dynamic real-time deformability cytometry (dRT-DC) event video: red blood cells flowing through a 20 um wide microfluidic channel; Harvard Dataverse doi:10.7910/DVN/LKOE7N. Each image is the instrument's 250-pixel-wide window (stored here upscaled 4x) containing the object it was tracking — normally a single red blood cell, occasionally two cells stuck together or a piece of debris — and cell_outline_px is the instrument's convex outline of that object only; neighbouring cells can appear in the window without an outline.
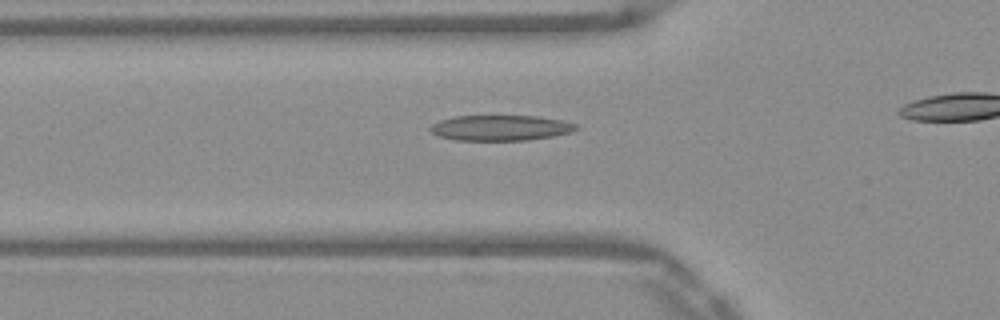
{"species": "Egyptian fruit bat (a non-hibernating species)", "species_latin": "Rousettus aegyptiacus", "temperature_condition": "warm", "stored_images_in_passage": 32, "camera_frame_rate_fps": 3000, "um_per_image_px": 0.085, "frame": {"image": 1, "passage_image": 8, "time_ms": 2.333, "image_size_px": [1000, 320], "cell_outline_px": [[580, 128], [572, 132], [552, 136], [528, 140], [456, 140], [440, 136], [432, 132], [428, 128], [432, 124], [440, 120], [452, 116], [536, 116], [560, 120], [580, 124]], "centroid_in_image_um": [42.58, 10.86], "position_along_channel_um": 83.2, "area_um2": 21.68}}
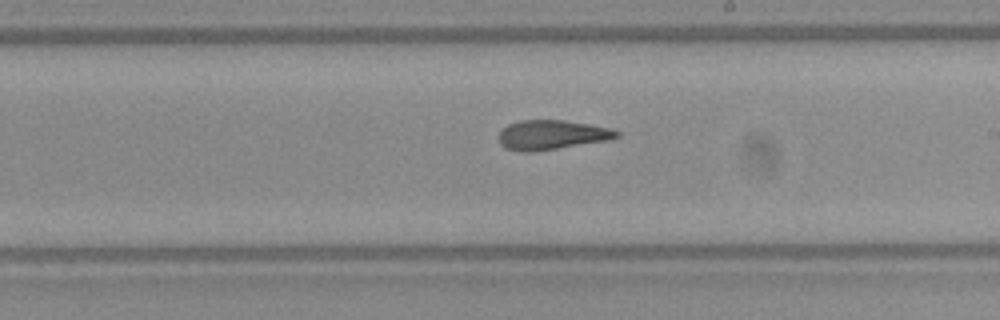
{"frame": {"image": 2, "passage_image": 20, "time_ms": 6.333, "image_size_px": [1000, 320], "cell_outline_px": [[620, 136], [608, 140], [532, 152], [524, 152], [504, 148], [500, 144], [500, 132], [508, 124], [520, 120], [564, 120], [612, 128], [620, 132]], "centroid_in_image_um": [46.91, 11.46], "position_along_channel_um": 242.1, "area_um2": 20.17}}
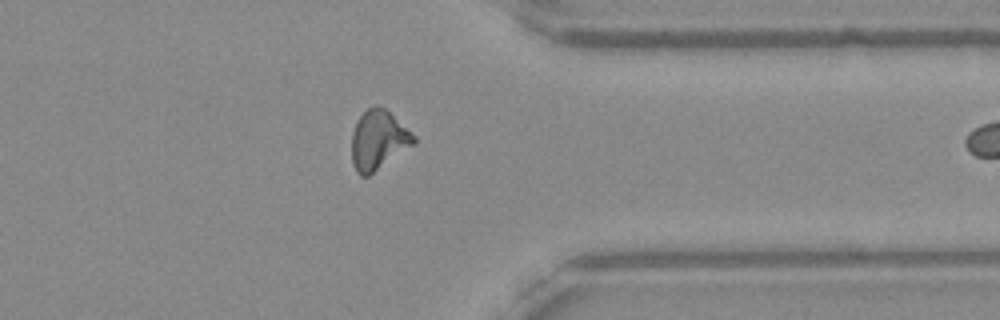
{"frame": {"image": 3, "passage_image": 31, "time_ms": 10.0, "image_size_px": [1000, 320], "cell_outline_px": [[416, 144], [368, 176], [360, 176], [356, 172], [352, 164], [352, 132], [356, 120], [368, 108], [376, 104], [384, 108], [416, 136]], "centroid_in_image_um": [32.16, 11.92], "position_along_channel_um": 379.2, "area_um2": 21.56}}